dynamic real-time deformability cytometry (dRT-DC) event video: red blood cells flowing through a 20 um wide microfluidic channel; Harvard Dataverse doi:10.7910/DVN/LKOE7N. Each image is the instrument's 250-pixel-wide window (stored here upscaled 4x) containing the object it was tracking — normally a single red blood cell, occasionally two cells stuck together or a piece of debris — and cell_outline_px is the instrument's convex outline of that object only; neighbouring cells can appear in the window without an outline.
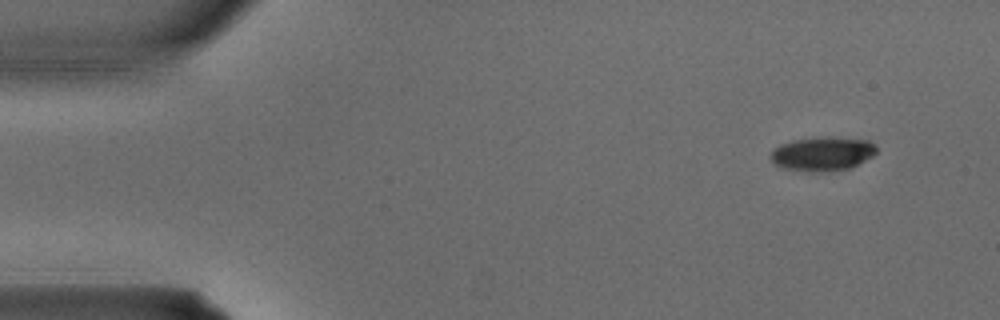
{"species": "common noctule bat (a hibernating species)", "species_latin": "Nyctalus noctula", "temperature_condition": "warm", "stored_images_in_passage": 3, "camera_frame_rate_fps": 3000, "um_per_image_px": 0.085, "animal": {"sex": "male", "body_mass_g": 15.6}, "frame": {"image": 1, "passage_image": 1, "time_ms": 0.0, "image_size_px": [1000, 320], "cell_outline_px": [[876, 152], [872, 156], [848, 168], [812, 172], [784, 168], [776, 164], [772, 160], [772, 152], [780, 144], [792, 140], [868, 140], [876, 144]], "centroid_in_image_um": [69.9, 13.12], "position_along_channel_um": 15.1, "area_um2": 19.48}}
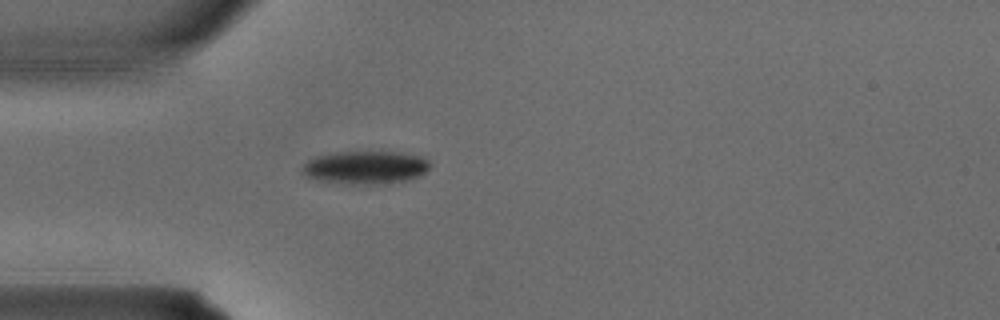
{"frame": {"image": 2, "passage_image": 3, "time_ms": 0.667, "image_size_px": [1000, 320], "cell_outline_px": [[428, 168], [420, 176], [412, 180], [384, 184], [348, 184], [320, 180], [304, 176], [300, 172], [300, 168], [308, 160], [316, 156], [336, 152], [400, 152], [420, 156], [428, 160]], "centroid_in_image_um": [31.04, 14.24], "position_along_channel_um": 54.0, "area_um2": 24.8}}